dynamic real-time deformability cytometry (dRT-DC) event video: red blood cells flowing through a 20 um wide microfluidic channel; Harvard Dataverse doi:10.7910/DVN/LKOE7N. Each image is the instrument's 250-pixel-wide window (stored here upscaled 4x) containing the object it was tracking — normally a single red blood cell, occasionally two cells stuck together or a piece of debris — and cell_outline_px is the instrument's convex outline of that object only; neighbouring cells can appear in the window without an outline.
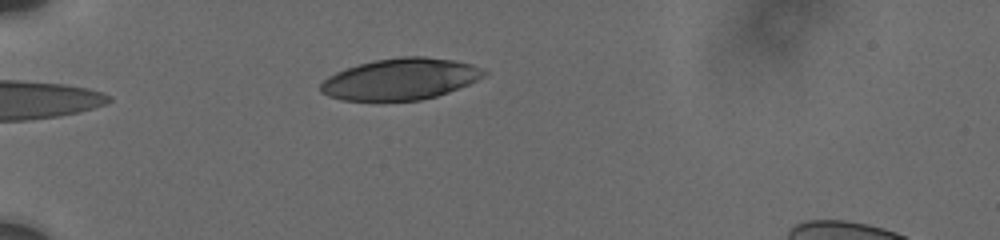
{"species": "human", "species_latin": "Homo sapiens", "temperature_condition": "cold", "stored_images_in_passage": 27, "camera_frame_rate_fps": 3000, "um_per_image_px": 0.085, "donor": {"sex": "male"}, "frame": {"image": 1, "passage_image": 2, "time_ms": 0.333, "image_size_px": [1000, 240], "cell_outline_px": [[488, 72], [476, 80], [468, 84], [448, 92], [436, 96], [420, 100], [344, 100], [328, 96], [320, 92], [320, 84], [328, 76], [336, 72], [360, 64], [376, 60], [404, 56], [424, 56], [452, 60], [472, 64]], "centroid_in_image_um": [34.02, 6.72], "position_along_channel_um": 51.0, "area_um2": 38.96}}
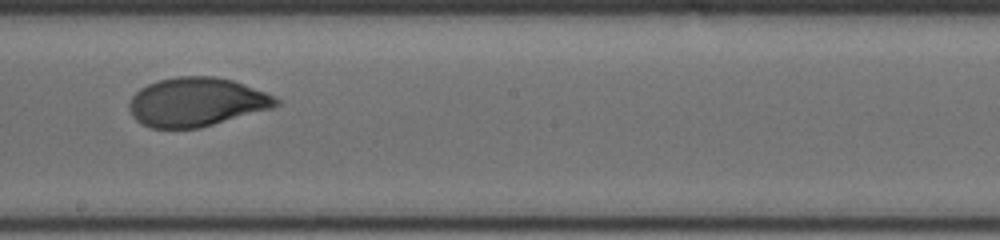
{"frame": {"image": 2, "passage_image": 14, "time_ms": 6.0, "image_size_px": [1000, 240], "cell_outline_px": [[280, 104], [272, 108], [200, 128], [152, 128], [140, 124], [132, 116], [128, 108], [128, 104], [132, 96], [140, 88], [148, 84], [160, 80], [176, 76], [216, 76], [232, 80], [244, 84], [276, 96], [280, 100]], "centroid_in_image_um": [16.69, 8.67], "position_along_channel_um": 231.5, "area_um2": 41.96}}
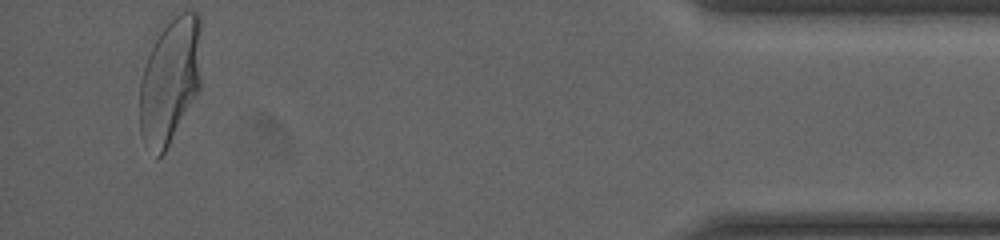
{"frame": {"image": 3, "passage_image": 27, "time_ms": 12.667, "image_size_px": [1000, 240], "cell_outline_px": [[200, 88], [196, 96], [164, 152], [156, 160], [144, 144], [140, 132], [140, 80], [148, 56], [160, 32], [172, 12], [196, 12], [200, 16]], "centroid_in_image_um": [14.45, 6.84], "position_along_channel_um": 420.8, "area_um2": 45.37}, "authors_computed_cell_mechanics": {"area_um2": 42.194, "velocity_mm_per_s": 3.7067, "shape_relaxation_time_tau1_ms": 4.0621, "shape_relaxation_time_tau2_ms": null, "deformation_change_tau1": 0.1618, "deformation_change_tau2": null}}